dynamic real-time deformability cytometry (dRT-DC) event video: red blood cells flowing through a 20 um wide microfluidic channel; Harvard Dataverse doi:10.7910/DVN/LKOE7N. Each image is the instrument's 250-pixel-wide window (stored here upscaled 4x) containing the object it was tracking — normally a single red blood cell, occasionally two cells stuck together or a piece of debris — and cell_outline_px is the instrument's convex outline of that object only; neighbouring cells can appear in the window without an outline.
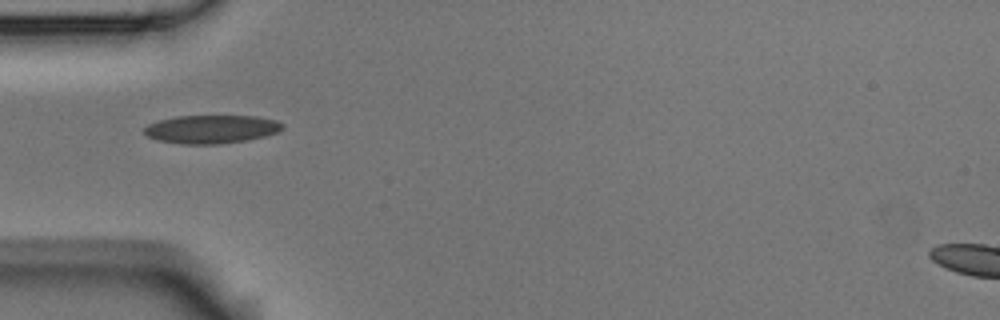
{"species": "Egyptian fruit bat (a non-hibernating species)", "species_latin": "Rousettus aegyptiacus", "temperature_condition": "room temperature", "stored_images_in_passage": 4, "camera_frame_rate_fps": 3000, "um_per_image_px": 0.085, "animal": {"sex": "male"}, "frame": {"image": 1, "passage_image": 3, "time_ms": 2.333, "image_size_px": [1000, 320], "cell_outline_px": [[284, 128], [276, 132], [264, 136], [248, 140], [220, 144], [184, 144], [160, 140], [148, 136], [144, 132], [144, 128], [148, 124], [160, 120], [176, 116], [256, 116], [276, 120], [284, 124]], "centroid_in_image_um": [18.0, 10.97], "position_along_channel_um": 67.0, "area_um2": 22.72}}
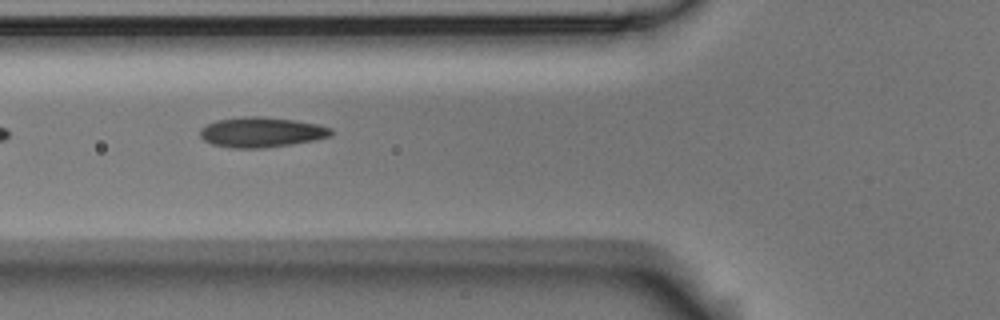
{"frame": {"image": 2, "passage_image": 4, "time_ms": 3.333, "image_size_px": [1000, 320], "cell_outline_px": [[332, 132], [328, 136], [312, 140], [264, 148], [232, 148], [212, 144], [204, 140], [200, 136], [200, 128], [216, 120], [248, 116], [264, 116], [296, 120], [320, 124], [332, 128]], "centroid_in_image_um": [22.2, 11.22], "position_along_channel_um": 103.6, "area_um2": 22.89}}